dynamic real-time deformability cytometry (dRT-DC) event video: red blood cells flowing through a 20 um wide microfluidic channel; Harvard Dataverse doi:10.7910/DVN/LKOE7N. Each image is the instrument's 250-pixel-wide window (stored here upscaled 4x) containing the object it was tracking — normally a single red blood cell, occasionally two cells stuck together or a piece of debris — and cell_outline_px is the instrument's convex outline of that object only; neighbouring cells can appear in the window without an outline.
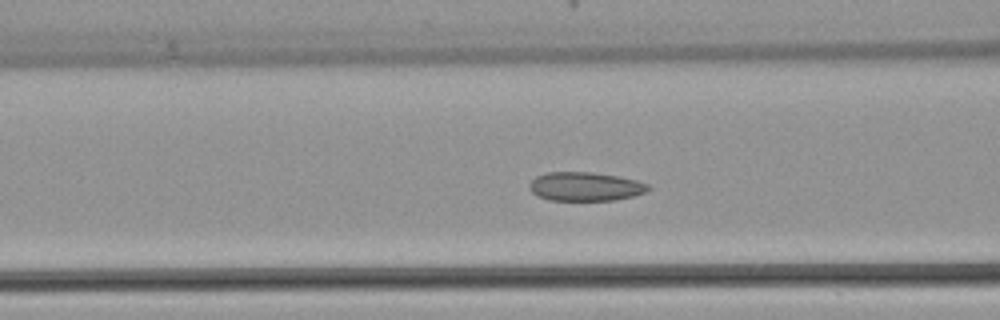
{"species": "common noctule bat (a hibernating species)", "species_latin": "Nyctalus noctula", "temperature_condition": "warm", "stored_images_in_passage": 46, "camera_frame_rate_fps": 3000, "um_per_image_px": 0.085, "animal": {"sex": "female", "body_mass_g": 22.7, "forearm_length_mm": 54.2}, "frame": {"image": 1, "passage_image": 18, "time_ms": 5.667, "image_size_px": [1000, 320], "cell_outline_px": [[652, 188], [644, 192], [632, 196], [616, 200], [548, 200], [532, 192], [528, 188], [528, 184], [536, 176], [548, 172], [592, 172], [616, 176], [636, 180], [648, 184]], "centroid_in_image_um": [49.73, 15.85], "position_along_channel_um": 116.9, "area_um2": 19.88}}
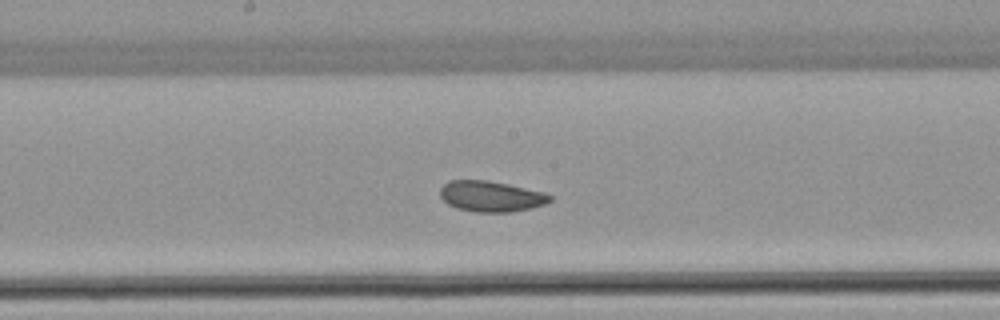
{"frame": {"image": 2, "passage_image": 24, "time_ms": 7.667, "image_size_px": [1000, 320], "cell_outline_px": [[552, 200], [544, 204], [512, 212], [476, 212], [456, 208], [448, 204], [440, 196], [440, 188], [448, 180], [488, 180], [508, 184], [544, 192], [552, 196]], "centroid_in_image_um": [41.71, 16.68], "position_along_channel_um": 206.5, "area_um2": 19.65}}
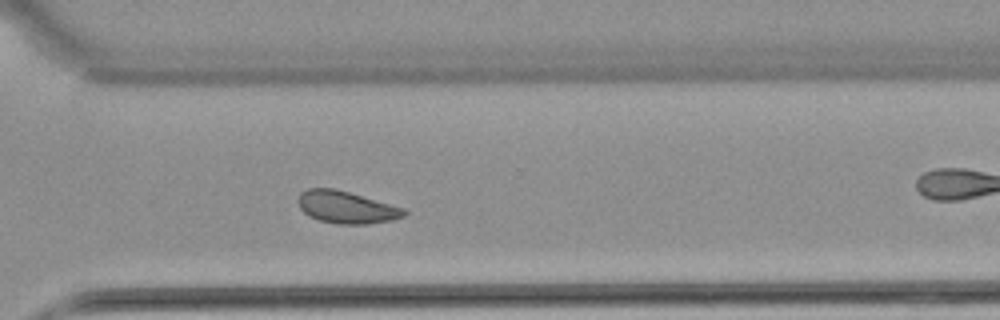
{"frame": {"image": 3, "passage_image": 33, "time_ms": 10.667, "image_size_px": [1000, 320], "cell_outline_px": [[408, 212], [404, 216], [392, 220], [368, 224], [336, 224], [320, 220], [308, 216], [300, 208], [296, 200], [300, 192], [308, 188], [336, 188], [404, 208]], "centroid_in_image_um": [29.41, 17.61], "position_along_channel_um": 341.2, "area_um2": 20.06}}